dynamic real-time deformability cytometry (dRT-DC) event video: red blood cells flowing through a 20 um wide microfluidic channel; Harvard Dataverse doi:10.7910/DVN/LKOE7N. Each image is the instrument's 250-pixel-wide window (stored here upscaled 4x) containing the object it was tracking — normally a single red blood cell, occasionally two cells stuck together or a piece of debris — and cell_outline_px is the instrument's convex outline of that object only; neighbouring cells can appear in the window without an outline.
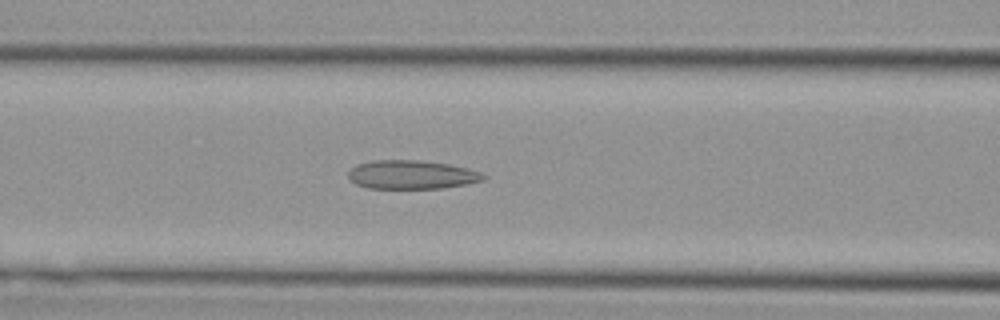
{"species": "Egyptian fruit bat (a non-hibernating species)", "species_latin": "Rousettus aegyptiacus", "temperature_condition": "cold", "stored_images_in_passage": 30, "camera_frame_rate_fps": 3000, "um_per_image_px": 0.085, "animal": {"sex": "female"}, "frame": {"image": 1, "passage_image": 11, "time_ms": 3.333, "image_size_px": [1000, 320], "cell_outline_px": [[488, 176], [484, 180], [468, 184], [444, 188], [368, 188], [356, 184], [348, 176], [348, 172], [356, 164], [372, 160], [416, 160], [448, 164], [468, 168], [480, 172]], "centroid_in_image_um": [35.01, 14.85], "position_along_channel_um": 131.6, "area_um2": 22.66}}
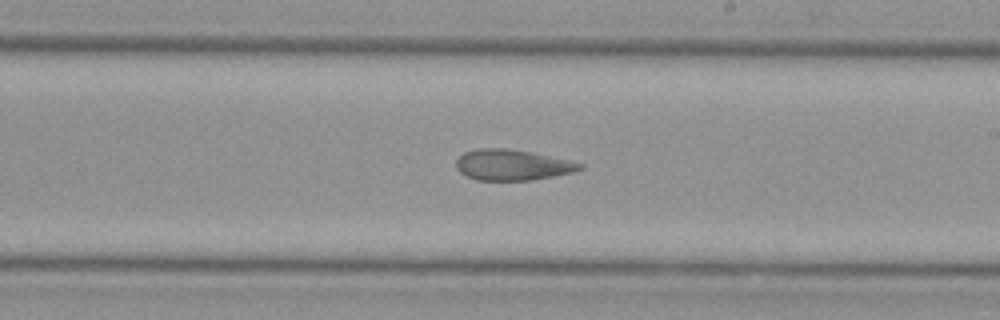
{"frame": {"image": 2, "passage_image": 19, "time_ms": 6.0, "image_size_px": [1000, 320], "cell_outline_px": [[584, 168], [572, 172], [532, 180], [476, 180], [460, 172], [456, 168], [456, 160], [464, 152], [476, 148], [504, 148], [532, 152], [568, 160], [584, 164]], "centroid_in_image_um": [43.52, 14.01], "position_along_channel_um": 245.5, "area_um2": 22.08}}
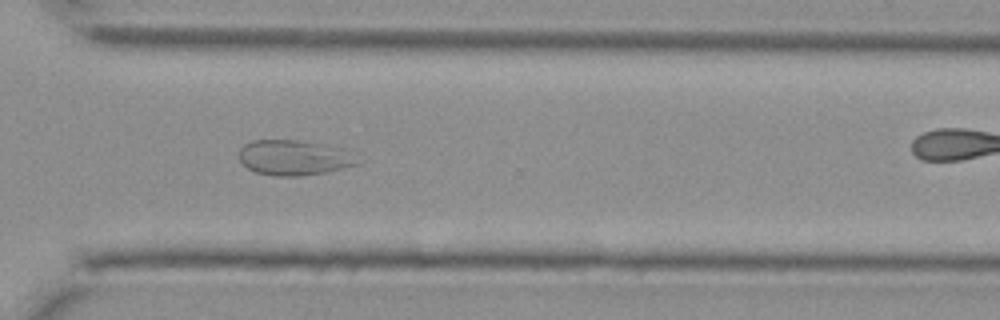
{"frame": {"image": 3, "passage_image": 26, "time_ms": 8.333, "image_size_px": [1000, 320], "cell_outline_px": [[356, 164], [324, 172], [300, 176], [272, 176], [256, 172], [248, 168], [240, 160], [240, 148], [244, 144], [252, 140], [300, 140], [316, 144], [328, 148]], "centroid_in_image_um": [24.66, 13.42], "position_along_channel_um": 345.9, "area_um2": 22.43}}